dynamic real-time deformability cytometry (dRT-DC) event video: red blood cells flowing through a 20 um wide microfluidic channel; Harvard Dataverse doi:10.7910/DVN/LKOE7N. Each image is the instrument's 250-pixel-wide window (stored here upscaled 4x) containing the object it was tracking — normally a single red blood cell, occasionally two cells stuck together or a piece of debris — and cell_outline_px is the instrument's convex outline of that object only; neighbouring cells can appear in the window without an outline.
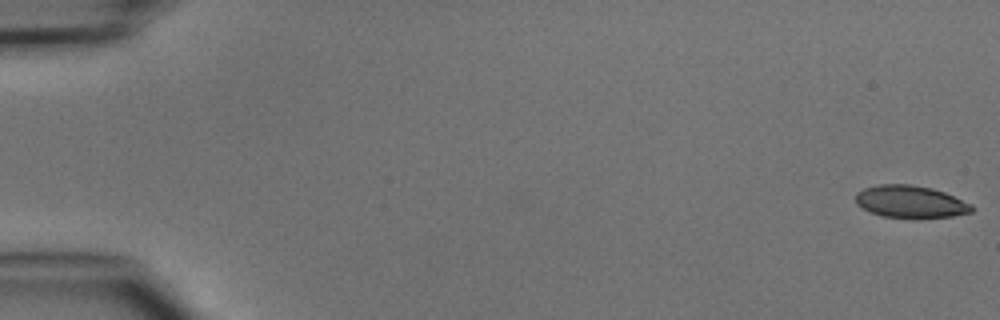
{"species": "common noctule bat (a hibernating species)", "species_latin": "Nyctalus noctula", "temperature_condition": "cold", "stored_images_in_passage": 7, "camera_frame_rate_fps": 3000, "um_per_image_px": 0.085, "animal": {"sex": "male", "body_mass_g": 15.6}, "frame": {"image": 1, "passage_image": 1, "time_ms": 0.0, "image_size_px": [1000, 320], "cell_outline_px": [[976, 208], [972, 212], [952, 216], [880, 216], [856, 204], [856, 192], [864, 188], [880, 184], [912, 184], [932, 188], [944, 192], [972, 204]], "centroid_in_image_um": [77.4, 17.11], "position_along_channel_um": 7.6, "area_um2": 21.39}}
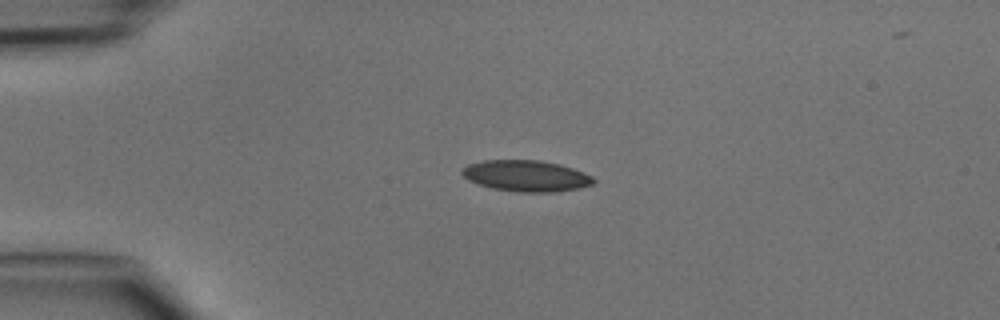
{"frame": {"image": 2, "passage_image": 4, "time_ms": 3.667, "image_size_px": [1000, 320], "cell_outline_px": [[596, 180], [592, 184], [580, 188], [556, 192], [516, 192], [492, 188], [468, 180], [460, 172], [468, 164], [484, 160], [540, 160], [560, 164], [584, 172], [592, 176]], "centroid_in_image_um": [44.75, 14.95], "position_along_channel_um": 40.3, "area_um2": 23.93}}